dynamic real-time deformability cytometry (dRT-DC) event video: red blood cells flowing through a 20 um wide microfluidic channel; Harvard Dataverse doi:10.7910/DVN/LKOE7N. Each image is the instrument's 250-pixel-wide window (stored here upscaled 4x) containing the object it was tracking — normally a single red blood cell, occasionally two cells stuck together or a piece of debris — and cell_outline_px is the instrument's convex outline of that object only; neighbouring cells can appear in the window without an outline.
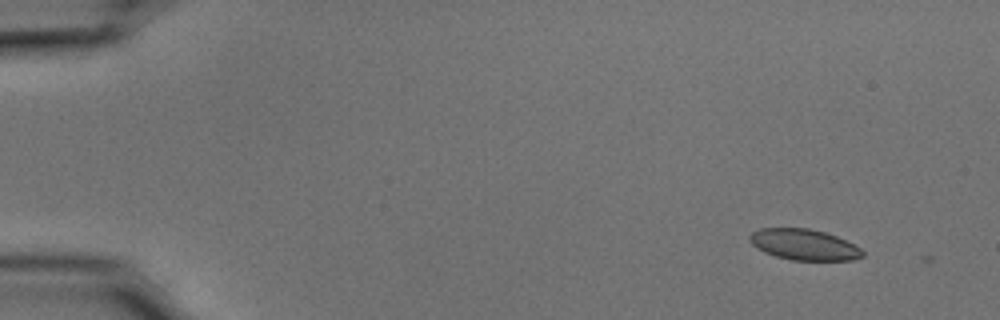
{"species": "common noctule bat (a hibernating species)", "species_latin": "Nyctalus noctula", "temperature_condition": "cold", "stored_images_in_passage": 7, "camera_frame_rate_fps": 3000, "um_per_image_px": 0.085, "animal": {"sex": "male", "body_mass_g": 15.6}, "frame": {"image": 1, "passage_image": 2, "time_ms": 0.333, "image_size_px": [1000, 320], "cell_outline_px": [[864, 256], [852, 260], [792, 260], [776, 256], [764, 252], [756, 248], [748, 240], [748, 236], [752, 232], [760, 228], [808, 228], [824, 232], [836, 236], [860, 248], [864, 252]], "centroid_in_image_um": [68.3, 20.79], "position_along_channel_um": 16.7, "area_um2": 20.29}}